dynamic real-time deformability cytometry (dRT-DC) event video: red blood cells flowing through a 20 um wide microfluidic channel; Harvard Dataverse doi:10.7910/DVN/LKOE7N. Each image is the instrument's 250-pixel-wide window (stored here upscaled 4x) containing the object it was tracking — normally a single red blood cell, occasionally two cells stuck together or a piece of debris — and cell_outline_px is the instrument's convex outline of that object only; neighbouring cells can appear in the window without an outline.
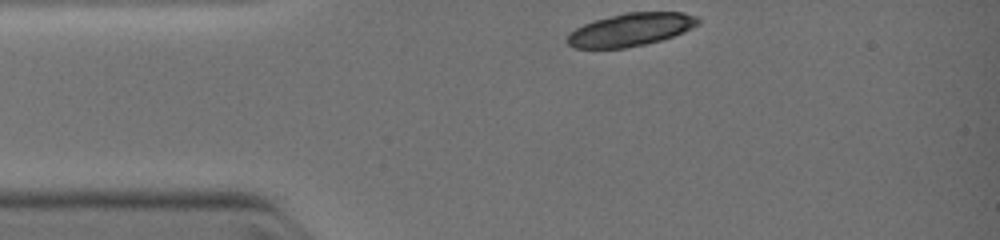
{"species": "common noctule bat (a hibernating species)", "species_latin": "Nyctalus noctula", "temperature_condition": "warm", "stored_images_in_passage": 11, "camera_frame_rate_fps": 3000, "um_per_image_px": 0.085, "animal": {"sex": "female", "body_mass_g": 19.0, "forearm_length_mm": 51.5}, "frame": {"image": 1, "passage_image": 1, "time_ms": 0.0, "image_size_px": [1000, 240], "cell_outline_px": [[700, 24], [684, 32], [660, 40], [644, 44], [624, 48], [572, 48], [564, 40], [568, 32], [584, 24], [596, 20], [624, 12], [684, 12], [700, 16]], "centroid_in_image_um": [53.61, 2.51], "position_along_channel_um": 31.4, "area_um2": 25.32}}
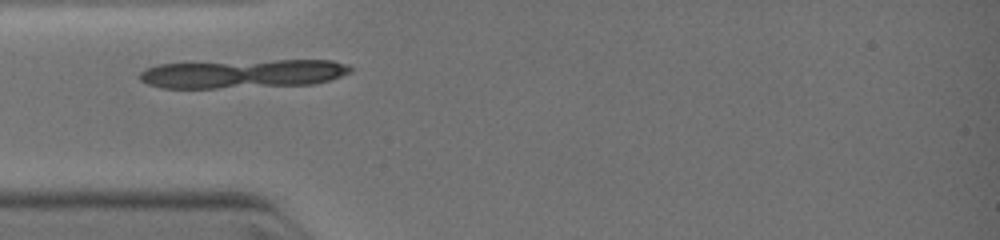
{"frame": {"image": 2, "passage_image": 5, "time_ms": 1.333, "image_size_px": [1000, 240], "cell_outline_px": [[352, 72], [328, 80], [312, 84], [216, 88], [160, 88], [148, 84], [140, 80], [140, 72], [148, 68], [160, 64], [272, 60], [332, 60], [348, 64], [352, 68]], "centroid_in_image_um": [20.67, 6.26], "position_along_channel_um": 64.3, "area_um2": 35.08}}